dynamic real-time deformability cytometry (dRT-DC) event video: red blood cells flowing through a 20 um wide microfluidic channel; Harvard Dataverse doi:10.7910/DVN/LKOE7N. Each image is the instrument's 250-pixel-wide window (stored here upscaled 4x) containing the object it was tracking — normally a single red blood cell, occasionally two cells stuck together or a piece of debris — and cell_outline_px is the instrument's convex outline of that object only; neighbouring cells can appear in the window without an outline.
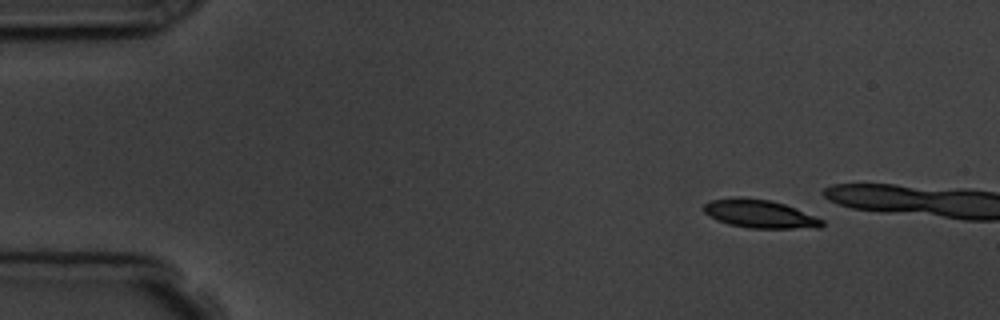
{"species": "common noctule bat (a hibernating species)", "species_latin": "Nyctalus noctula", "temperature_condition": "room temperature", "stored_images_in_passage": 4, "camera_frame_rate_fps": 3000, "um_per_image_px": 0.085, "animal": {"sex": "male", "body_mass_g": 19.5, "forearm_length_mm": 54.6}, "frame": {"image": 1, "passage_image": 1, "time_ms": 0.0, "image_size_px": [1000, 320], "cell_outline_px": [[824, 224], [820, 228], [748, 228], [728, 224], [716, 220], [708, 216], [704, 212], [704, 204], [712, 200], [736, 196], [740, 196], [768, 200], [784, 204], [824, 220]], "centroid_in_image_um": [64.54, 18.18], "position_along_channel_um": 20.5, "area_um2": 19.48}}